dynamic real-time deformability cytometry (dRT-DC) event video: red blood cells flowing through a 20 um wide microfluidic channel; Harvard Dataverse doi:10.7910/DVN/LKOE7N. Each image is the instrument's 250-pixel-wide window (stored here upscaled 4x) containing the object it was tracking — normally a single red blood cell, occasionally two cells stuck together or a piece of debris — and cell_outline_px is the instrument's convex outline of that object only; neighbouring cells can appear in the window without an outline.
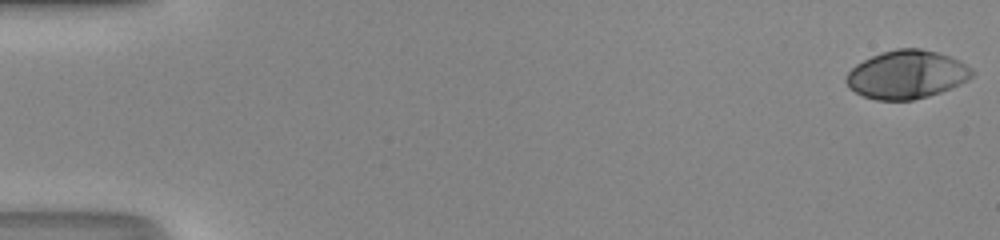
{"species": "human", "species_latin": "Homo sapiens", "temperature_condition": "room temperature", "stored_images_in_passage": 51, "camera_frame_rate_fps": 3000, "um_per_image_px": 0.085, "donor": {"sex": "male"}, "frame": {"image": 1, "passage_image": 1, "time_ms": 0.0, "image_size_px": [1000, 240], "cell_outline_px": [[976, 72], [968, 80], [960, 84], [940, 92], [928, 96], [912, 100], [876, 100], [864, 96], [848, 88], [844, 80], [848, 72], [856, 64], [872, 56], [896, 48], [920, 48], [936, 52], [960, 60], [972, 68]], "centroid_in_image_um": [77.07, 6.34], "position_along_channel_um": 7.9, "area_um2": 35.43}}
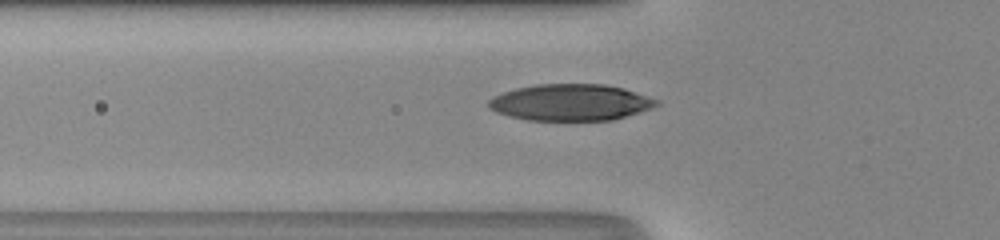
{"frame": {"image": 2, "passage_image": 19, "time_ms": 6.0, "image_size_px": [1000, 240], "cell_outline_px": [[660, 104], [652, 108], [640, 112], [612, 120], [528, 120], [508, 116], [496, 112], [488, 108], [488, 100], [492, 96], [516, 88], [536, 84], [604, 84], [624, 88], [660, 100]], "centroid_in_image_um": [48.5, 8.7], "position_along_channel_um": 77.3, "area_um2": 35.89}}
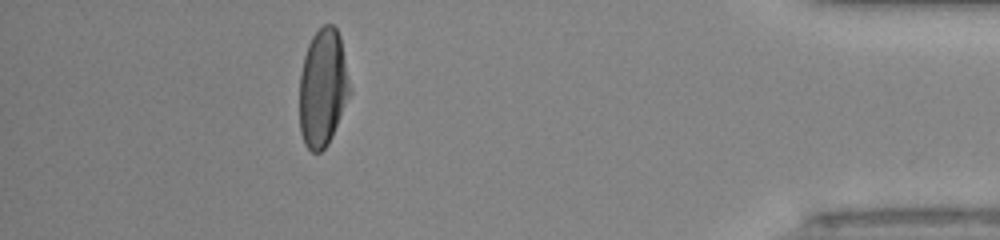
{"frame": {"image": 3, "passage_image": 46, "time_ms": 15.0, "image_size_px": [1000, 240], "cell_outline_px": [[352, 92], [332, 136], [328, 144], [320, 152], [312, 152], [304, 144], [300, 132], [300, 76], [304, 56], [308, 44], [312, 36], [324, 24], [332, 24], [336, 28], [340, 36]], "centroid_in_image_um": [27.45, 7.48], "position_along_channel_um": 407.7, "area_um2": 34.68}, "authors_computed_cell_mechanics": {"area_um2": 35.4314, "velocity_mm_per_s": 4.2159, "shape_relaxation_time_tau1_ms": 4.6604, "shape_relaxation_time_tau2_ms": 0.6996, "deformation_change_tau1": 0.2449, "deformation_change_tau2": 0.0421}}